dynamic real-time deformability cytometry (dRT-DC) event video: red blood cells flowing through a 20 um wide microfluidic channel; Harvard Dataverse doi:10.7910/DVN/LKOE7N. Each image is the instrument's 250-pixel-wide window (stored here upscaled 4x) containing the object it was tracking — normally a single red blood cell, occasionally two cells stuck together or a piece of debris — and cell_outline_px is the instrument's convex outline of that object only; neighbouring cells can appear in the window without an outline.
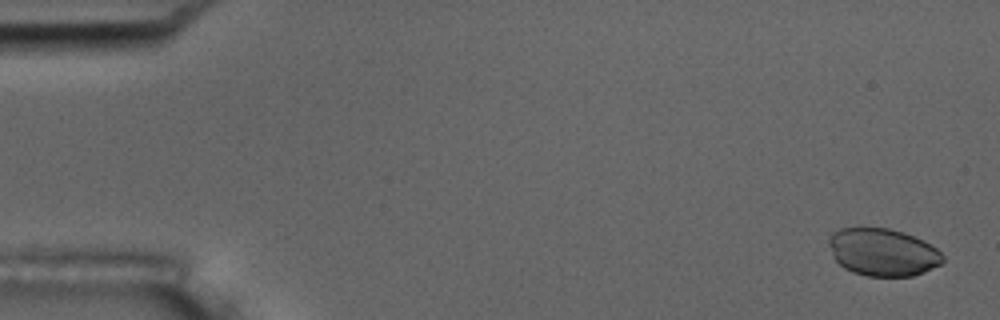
{"species": "common noctule bat (a hibernating species)", "species_latin": "Nyctalus noctula", "temperature_condition": "room temperature", "stored_images_in_passage": 57, "camera_frame_rate_fps": 3000, "um_per_image_px": 0.085, "animal": {"sex": "male", "body_mass_g": 17.5, "forearm_length_mm": 52.3}, "frame": {"image": 1, "passage_image": 2, "time_ms": 0.333, "image_size_px": [1000, 320], "cell_outline_px": [[944, 260], [940, 264], [924, 272], [912, 276], [868, 276], [852, 272], [844, 268], [832, 256], [828, 244], [828, 240], [832, 232], [840, 228], [888, 228], [904, 232], [924, 240], [936, 248], [944, 256]], "centroid_in_image_um": [75.03, 21.43], "position_along_channel_um": 10.0, "area_um2": 31.67}}
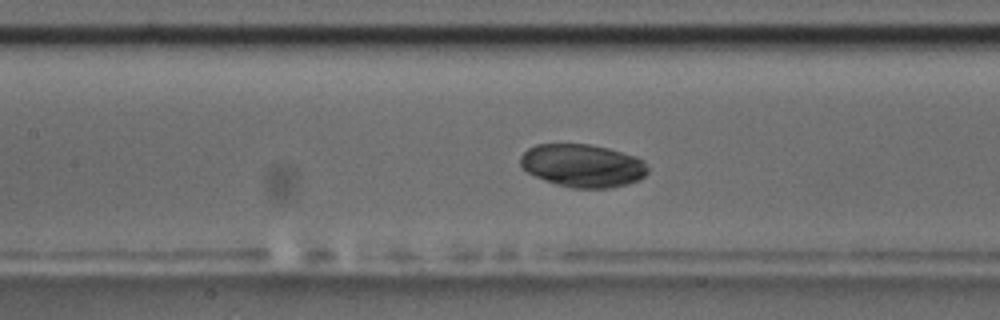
{"frame": {"image": 2, "passage_image": 26, "time_ms": 8.333, "image_size_px": [1000, 320], "cell_outline_px": [[648, 172], [640, 180], [628, 184], [608, 188], [572, 188], [556, 184], [544, 180], [528, 172], [520, 164], [520, 156], [528, 148], [536, 144], [588, 144], [608, 148], [636, 156], [644, 160], [648, 168]], "centroid_in_image_um": [49.55, 14.08], "position_along_channel_um": 157.9, "area_um2": 32.02}}
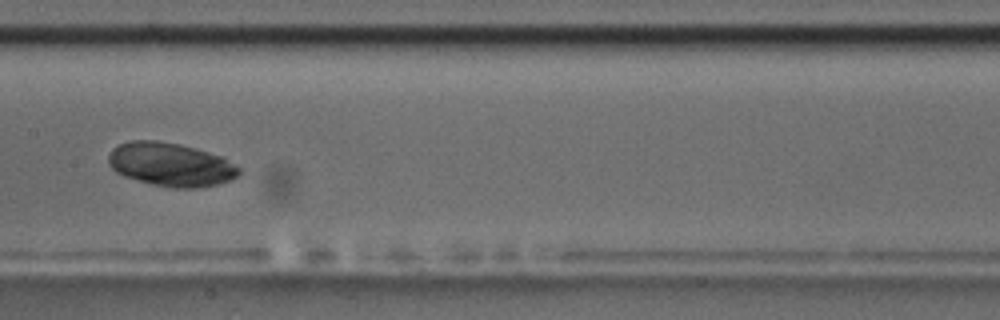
{"frame": {"image": 3, "passage_image": 29, "time_ms": 9.333, "image_size_px": [1000, 320], "cell_outline_px": [[240, 172], [236, 176], [228, 180], [216, 184], [196, 188], [168, 188], [152, 184], [124, 176], [116, 172], [108, 164], [108, 156], [112, 148], [120, 144], [132, 140], [156, 140], [180, 144], [196, 148], [220, 156], [240, 168]], "centroid_in_image_um": [14.46, 13.98], "position_along_channel_um": 192.9, "area_um2": 33.0}}